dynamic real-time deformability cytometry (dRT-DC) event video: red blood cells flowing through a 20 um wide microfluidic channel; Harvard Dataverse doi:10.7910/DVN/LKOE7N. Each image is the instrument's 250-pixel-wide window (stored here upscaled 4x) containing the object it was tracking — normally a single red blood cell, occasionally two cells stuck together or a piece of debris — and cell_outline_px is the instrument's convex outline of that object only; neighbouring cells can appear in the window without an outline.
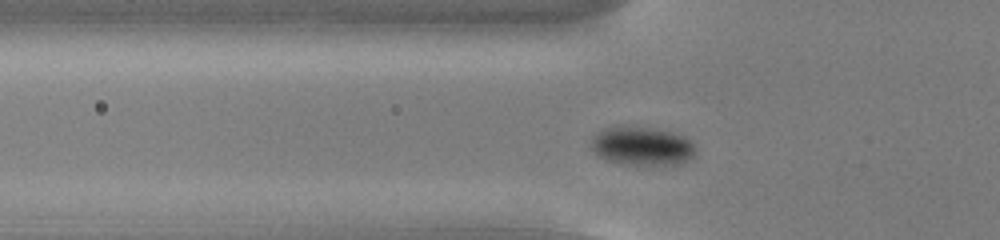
{"species": "common noctule bat (a hibernating species)", "species_latin": "Nyctalus noctula", "temperature_condition": "cold", "stored_images_in_passage": 50, "camera_frame_rate_fps": 3000, "um_per_image_px": 0.085, "animal": {"sex": "male", "body_mass_g": 13.0, "forearm_length_mm": 53.1}, "frame": {"image": 1, "passage_image": 13, "time_ms": 4.0, "image_size_px": [1000, 240], "cell_outline_px": [[696, 148], [692, 156], [684, 164], [644, 168], [636, 168], [620, 164], [608, 160], [600, 156], [592, 148], [592, 136], [596, 132], [604, 128], [616, 124], [656, 128], [684, 136]], "centroid_in_image_um": [54.56, 12.45], "position_along_channel_um": 71.2, "area_um2": 24.74}}
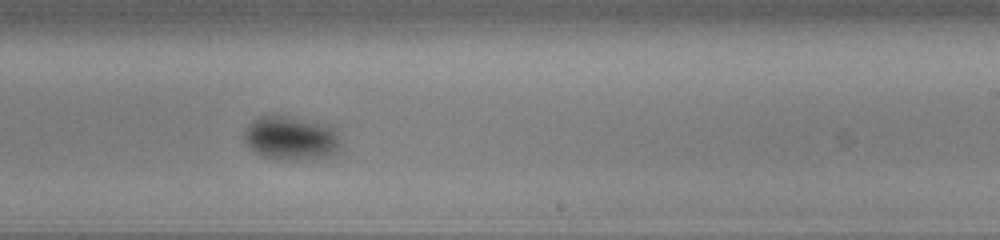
{"frame": {"image": 2, "passage_image": 29, "time_ms": 9.333, "image_size_px": [1000, 240], "cell_outline_px": [[340, 148], [336, 152], [328, 156], [292, 160], [280, 160], [264, 156], [256, 152], [244, 140], [244, 132], [260, 116], [280, 116], [316, 124], [332, 128], [340, 144]], "centroid_in_image_um": [24.7, 11.79], "position_along_channel_um": 264.3, "area_um2": 23.29}}
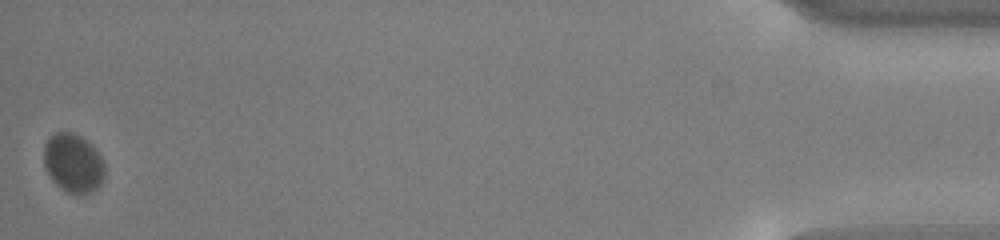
{"frame": {"image": 3, "passage_image": 50, "time_ms": 16.333, "image_size_px": [1000, 240], "cell_outline_px": [[104, 176], [100, 184], [96, 188], [88, 192], [68, 192], [60, 188], [52, 180], [44, 164], [44, 144], [48, 136], [56, 132], [72, 132], [80, 136], [104, 160]], "centroid_in_image_um": [6.19, 13.83], "position_along_channel_um": 429.0, "area_um2": 20.4}, "authors_computed_cell_mechanics": {"area_um2": 23.0044, "velocity_mm_per_s": 3.6534, "shape_relaxation_time_tau1_ms": 4.4858, "shape_relaxation_time_tau2_ms": null, "deformation_change_tau1": 0.0604, "deformation_change_tau2": null}}